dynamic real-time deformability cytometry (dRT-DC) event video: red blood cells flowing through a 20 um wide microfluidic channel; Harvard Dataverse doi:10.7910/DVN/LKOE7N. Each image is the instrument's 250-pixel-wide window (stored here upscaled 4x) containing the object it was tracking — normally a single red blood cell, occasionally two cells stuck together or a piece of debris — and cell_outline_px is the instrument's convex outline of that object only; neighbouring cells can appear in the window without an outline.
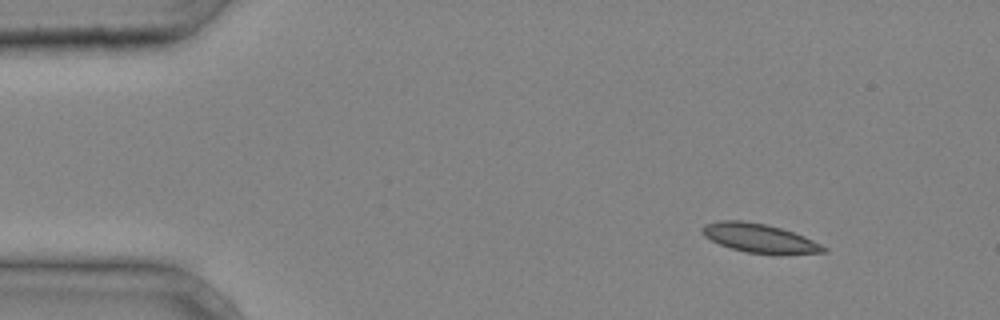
{"species": "common noctule bat (a hibernating species)", "species_latin": "Nyctalus noctula", "temperature_condition": "cold", "stored_images_in_passage": 36, "camera_frame_rate_fps": 3000, "um_per_image_px": 0.085, "animal": {"sex": "male", "body_mass_g": 20.4}, "frame": {"image": 1, "passage_image": 1, "time_ms": 0.0, "image_size_px": [1000, 320], "cell_outline_px": [[828, 252], [748, 252], [732, 248], [720, 244], [704, 236], [700, 232], [700, 228], [704, 224], [720, 220], [740, 220], [764, 224], [780, 228], [804, 236], [828, 248]], "centroid_in_image_um": [64.46, 20.19], "position_along_channel_um": 20.5, "area_um2": 19.59}}
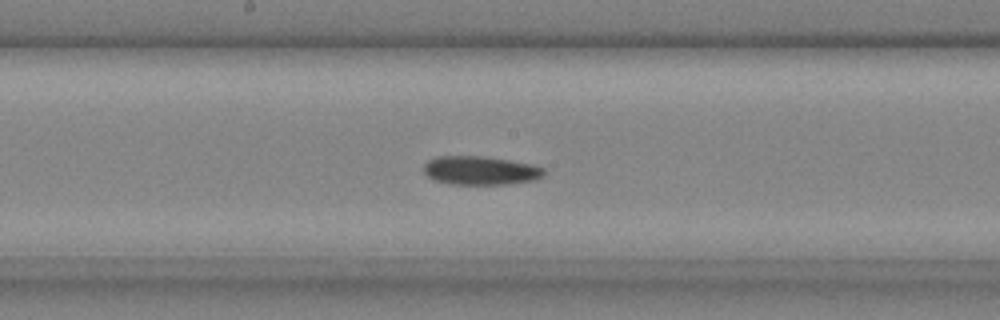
{"frame": {"image": 2, "passage_image": 18, "time_ms": 5.667, "image_size_px": [1000, 320], "cell_outline_px": [[544, 176], [536, 180], [504, 184], [448, 184], [436, 180], [428, 176], [424, 172], [424, 164], [428, 160], [436, 156], [484, 156], [532, 164], [544, 168]], "centroid_in_image_um": [40.84, 14.49], "position_along_channel_um": 207.4, "area_um2": 20.11}}
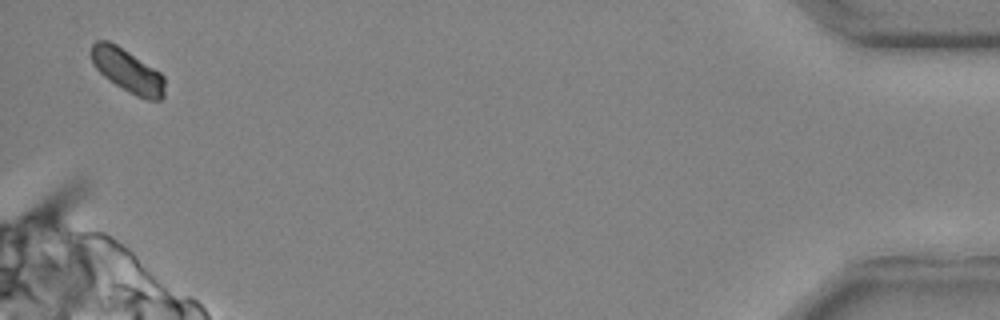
{"frame": {"image": 3, "passage_image": 36, "time_ms": 11.667, "image_size_px": [1000, 320], "cell_outline_px": [[164, 96], [160, 100], [148, 100], [136, 96], [128, 92], [104, 76], [96, 68], [88, 52], [92, 44], [96, 40], [108, 40], [116, 44], [160, 72], [164, 76]], "centroid_in_image_um": [10.82, 6.0], "position_along_channel_um": 424.4, "area_um2": 18.55}}